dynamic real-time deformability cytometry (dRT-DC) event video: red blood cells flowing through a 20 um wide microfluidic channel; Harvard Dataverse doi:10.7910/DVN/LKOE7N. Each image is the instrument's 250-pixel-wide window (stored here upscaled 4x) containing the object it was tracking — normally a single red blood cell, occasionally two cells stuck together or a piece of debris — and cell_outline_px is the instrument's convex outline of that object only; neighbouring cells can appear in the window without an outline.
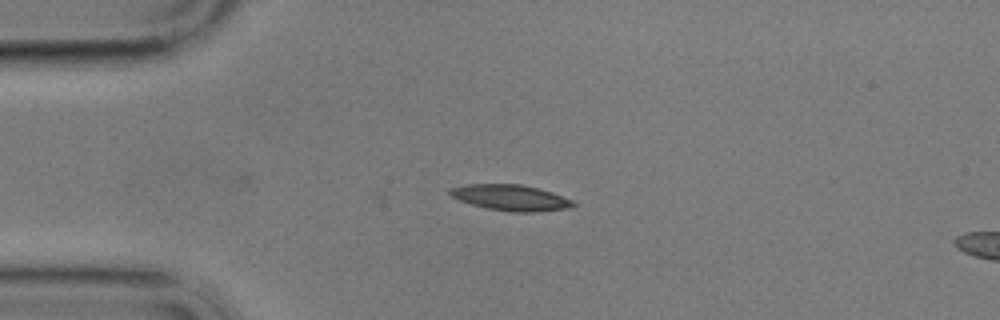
{"species": "common noctule bat (a hibernating species)", "species_latin": "Nyctalus noctula", "temperature_condition": "cold", "stored_images_in_passage": 29, "camera_frame_rate_fps": 3000, "um_per_image_px": 0.085, "animal": {"sex": "male", "body_mass_g": 17.9}, "frame": {"image": 1, "passage_image": 1, "time_ms": 0.0, "image_size_px": [1000, 320], "cell_outline_px": [[576, 204], [568, 208], [540, 212], [512, 212], [488, 208], [472, 204], [460, 200], [452, 196], [448, 192], [448, 188], [464, 184], [520, 184], [552, 192], [572, 200]], "centroid_in_image_um": [43.39, 16.8], "position_along_channel_um": 41.6, "area_um2": 18.5}}
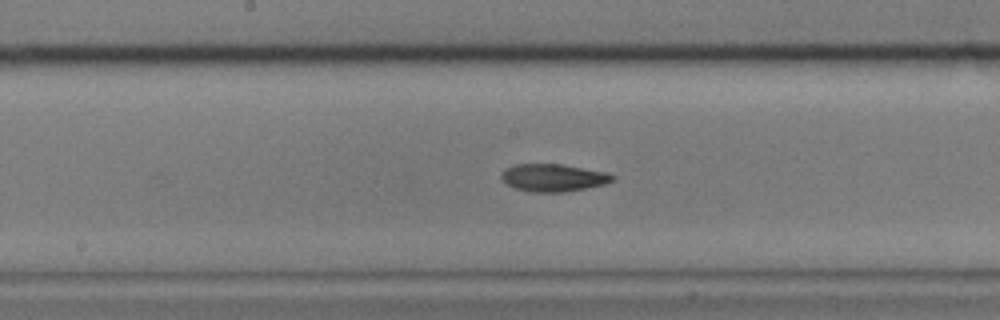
{"frame": {"image": 2, "passage_image": 17, "time_ms": 5.333, "image_size_px": [1000, 320], "cell_outline_px": [[616, 180], [604, 184], [564, 192], [528, 192], [516, 188], [508, 184], [500, 176], [508, 168], [516, 164], [560, 164], [608, 172], [616, 176]], "centroid_in_image_um": [47.09, 15.1], "position_along_channel_um": 201.1, "area_um2": 17.69}}
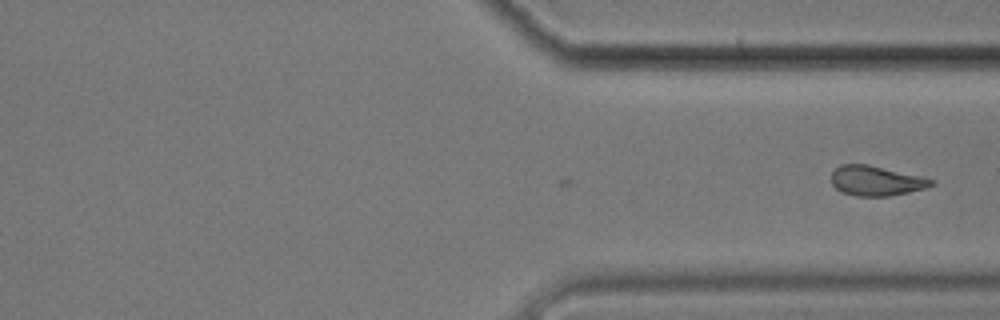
{"frame": {"image": 3, "passage_image": 29, "time_ms": 9.333, "image_size_px": [1000, 320], "cell_outline_px": [[936, 184], [928, 188], [888, 196], [856, 196], [844, 192], [836, 188], [832, 184], [832, 172], [840, 164], [868, 164], [920, 176], [936, 180]], "centroid_in_image_um": [74.51, 15.36], "position_along_channel_um": 336.9, "area_um2": 17.4}}